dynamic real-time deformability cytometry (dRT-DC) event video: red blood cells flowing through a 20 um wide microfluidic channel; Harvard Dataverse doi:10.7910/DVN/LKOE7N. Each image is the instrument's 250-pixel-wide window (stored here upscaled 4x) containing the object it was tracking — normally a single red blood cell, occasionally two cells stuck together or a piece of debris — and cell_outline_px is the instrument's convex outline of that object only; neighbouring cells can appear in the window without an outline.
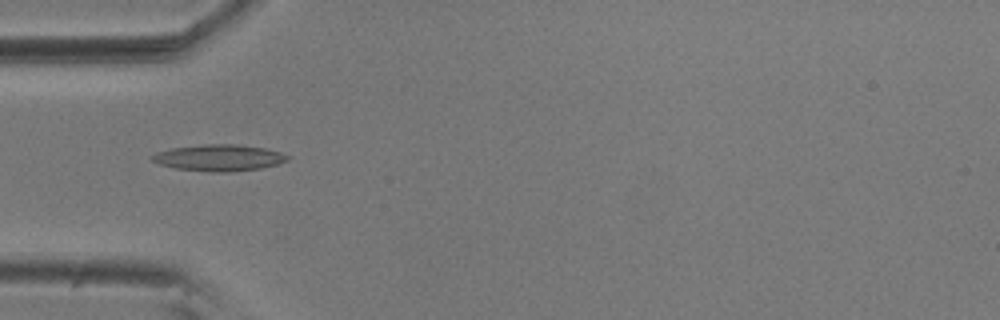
{"species": "common noctule bat (a hibernating species)", "species_latin": "Nyctalus noctula", "temperature_condition": "room temperature", "stored_images_in_passage": 18, "camera_frame_rate_fps": 3000, "um_per_image_px": 0.085, "animal": {"sex": "male", "body_mass_g": 20.5, "forearm_length_mm": 52.5}, "frame": {"image": 1, "passage_image": 4, "time_ms": 1.0, "image_size_px": [1000, 320], "cell_outline_px": [[288, 160], [276, 164], [260, 168], [232, 172], [212, 172], [176, 168], [160, 164], [152, 160], [148, 156], [156, 152], [172, 148], [204, 144], [236, 144], [268, 148], [280, 152], [288, 156]], "centroid_in_image_um": [18.6, 13.4], "position_along_channel_um": 66.4, "area_um2": 20.87}}
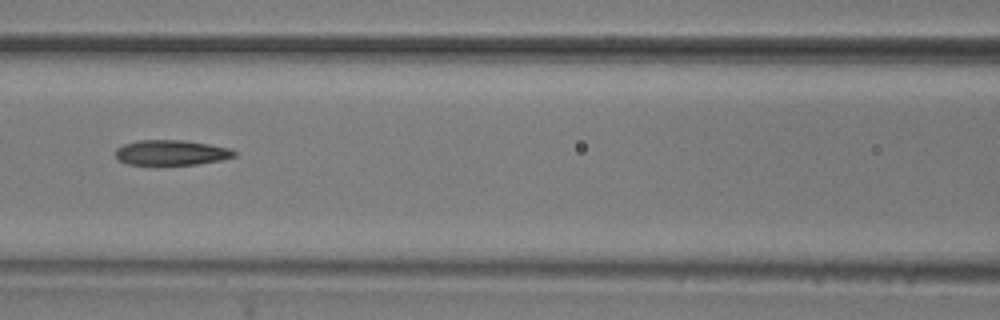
{"frame": {"image": 2, "passage_image": 11, "time_ms": 3.333, "image_size_px": [1000, 320], "cell_outline_px": [[236, 156], [220, 160], [196, 164], [128, 164], [120, 160], [116, 156], [116, 148], [124, 144], [140, 140], [184, 140], [208, 144], [228, 148], [236, 152]], "centroid_in_image_um": [14.56, 12.96], "position_along_channel_um": 152.0, "area_um2": 17.11}}
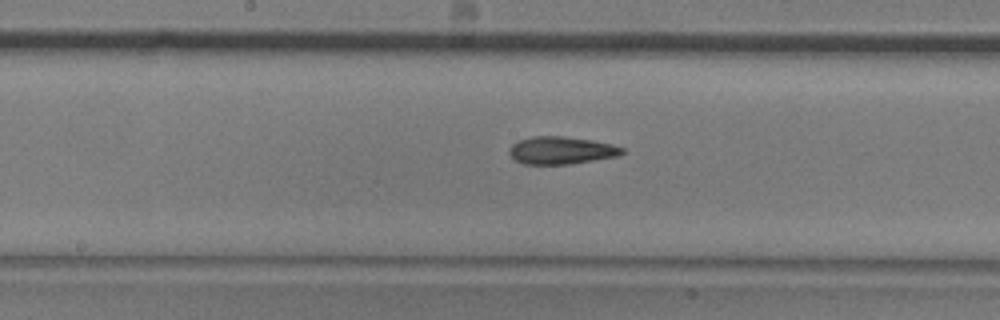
{"frame": {"image": 3, "passage_image": 15, "time_ms": 4.667, "image_size_px": [1000, 320], "cell_outline_px": [[624, 152], [620, 156], [572, 164], [524, 164], [516, 160], [508, 152], [508, 148], [512, 144], [520, 140], [532, 136], [564, 136], [592, 140], [612, 144], [624, 148]], "centroid_in_image_um": [47.73, 12.78], "position_along_channel_um": 200.5, "area_um2": 18.26}}